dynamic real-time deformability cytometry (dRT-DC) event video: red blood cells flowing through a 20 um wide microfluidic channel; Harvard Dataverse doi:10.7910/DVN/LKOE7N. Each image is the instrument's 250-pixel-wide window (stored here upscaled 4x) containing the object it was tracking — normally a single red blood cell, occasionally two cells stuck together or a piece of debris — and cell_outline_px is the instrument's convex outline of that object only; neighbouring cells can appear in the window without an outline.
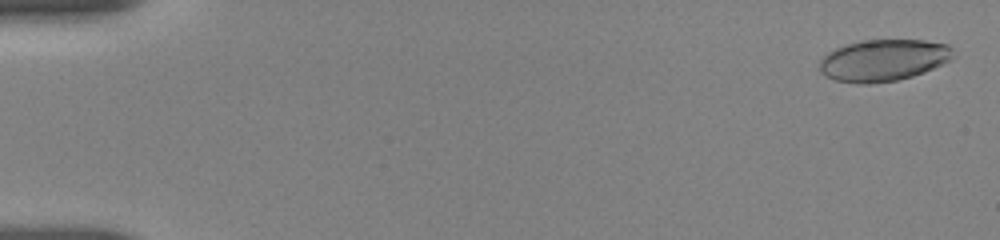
{"species": "human", "species_latin": "Homo sapiens", "temperature_condition": "room temperature", "stored_images_in_passage": 55, "camera_frame_rate_fps": 3000, "um_per_image_px": 0.085, "donor": {"sex": "female"}, "frame": {"image": 1, "passage_image": 1, "time_ms": 0.0, "image_size_px": [1000, 240], "cell_outline_px": [[952, 56], [948, 60], [924, 72], [912, 76], [896, 80], [868, 84], [856, 84], [836, 80], [824, 76], [820, 72], [820, 60], [828, 52], [836, 48], [860, 40], [924, 40], [948, 44], [952, 48]], "centroid_in_image_um": [75.04, 5.12], "position_along_channel_um": 10.0, "area_um2": 32.31}}
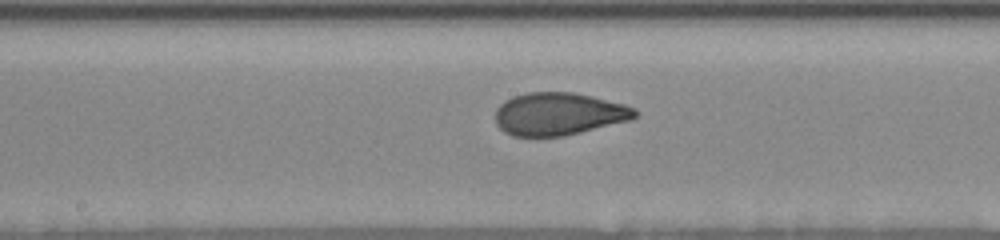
{"frame": {"image": 2, "passage_image": 29, "time_ms": 9.333, "image_size_px": [1000, 240], "cell_outline_px": [[640, 112], [632, 120], [564, 136], [512, 136], [504, 132], [496, 124], [496, 108], [504, 100], [512, 96], [528, 92], [572, 92], [592, 96], [624, 104], [636, 108]], "centroid_in_image_um": [47.51, 9.68], "position_along_channel_um": 200.7, "area_um2": 34.97}}
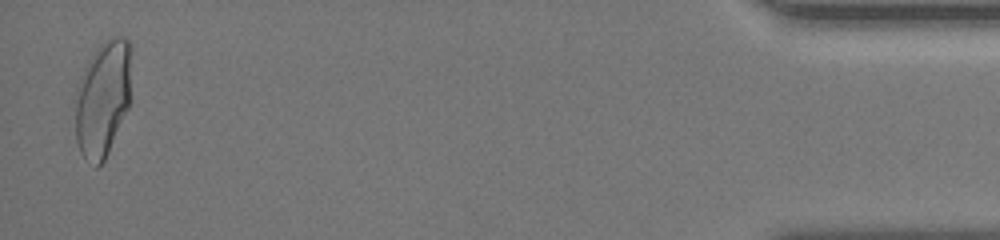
{"frame": {"image": 3, "passage_image": 54, "time_ms": 17.667, "image_size_px": [1000, 240], "cell_outline_px": [[132, 100], [108, 152], [104, 160], [96, 168], [84, 160], [80, 152], [76, 140], [76, 88], [80, 76], [88, 60], [96, 48], [108, 36], [124, 36], [132, 44]], "centroid_in_image_um": [8.79, 8.31], "position_along_channel_um": 426.4, "area_um2": 39.25}, "authors_computed_cell_mechanics": {"area_um2": 34.7956, "velocity_mm_per_s": 3.6529, "shape_relaxation_time_tau1_ms": 7.8098, "shape_relaxation_time_tau2_ms": 0.9627, "deformation_change_tau1": 0.2125, "deformation_change_tau2": 0.0642}}